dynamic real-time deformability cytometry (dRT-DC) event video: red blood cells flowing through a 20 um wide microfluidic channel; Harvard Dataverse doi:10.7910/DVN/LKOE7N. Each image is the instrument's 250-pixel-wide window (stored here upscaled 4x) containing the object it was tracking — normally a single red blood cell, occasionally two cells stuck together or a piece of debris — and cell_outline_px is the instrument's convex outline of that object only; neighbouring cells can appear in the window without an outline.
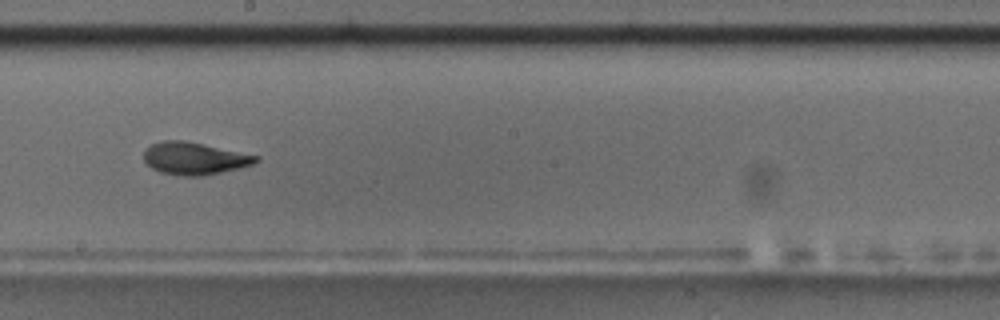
{"species": "common noctule bat (a hibernating species)", "species_latin": "Nyctalus noctula", "temperature_condition": "room temperature", "stored_images_in_passage": 17, "camera_frame_rate_fps": 3000, "um_per_image_px": 0.085, "animal": {"sex": "male", "body_mass_g": 17.5, "forearm_length_mm": 52.3}, "frame": {"image": 1, "passage_image": 10, "time_ms": 10.333, "image_size_px": [1000, 320], "cell_outline_px": [[260, 160], [252, 164], [240, 168], [200, 176], [184, 176], [160, 172], [152, 168], [144, 160], [144, 148], [152, 144], [164, 140], [184, 140], [260, 156]], "centroid_in_image_um": [16.52, 13.46], "position_along_channel_um": 231.7, "area_um2": 21.04}, "authors_computed_cell_mechanics": {"area_um2": 20.519, "velocity_mm_per_s": 3.4416, "shape_relaxation_time_tau1_ms": 8.4519, "shape_relaxation_time_tau2_ms": 1.6611, "deformation_change_tau1": 0.1995, "deformation_change_tau2": 0.0703}}